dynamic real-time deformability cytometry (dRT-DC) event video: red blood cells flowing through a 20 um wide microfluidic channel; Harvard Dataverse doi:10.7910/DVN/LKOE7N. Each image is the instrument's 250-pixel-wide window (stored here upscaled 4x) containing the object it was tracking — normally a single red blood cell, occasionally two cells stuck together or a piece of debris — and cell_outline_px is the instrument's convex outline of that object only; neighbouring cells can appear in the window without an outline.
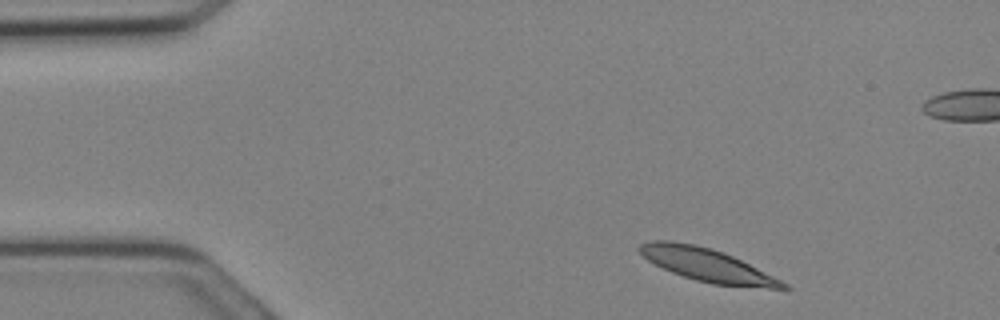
{"species": "Egyptian fruit bat (a non-hibernating species)", "species_latin": "Rousettus aegyptiacus", "temperature_condition": "cold", "stored_images_in_passage": 16, "camera_frame_rate_fps": 3000, "um_per_image_px": 0.085, "animal": {"sex": "female"}, "frame": {"image": 1, "passage_image": 1, "time_ms": 0.0, "image_size_px": [1000, 320], "cell_outline_px": [[792, 288], [768, 288], [712, 284], [696, 280], [672, 272], [648, 260], [636, 248], [640, 244], [652, 240], [672, 240], [696, 244], [712, 248], [724, 252], [788, 284]], "centroid_in_image_um": [60.05, 22.5], "position_along_channel_um": 24.9, "area_um2": 27.22}}
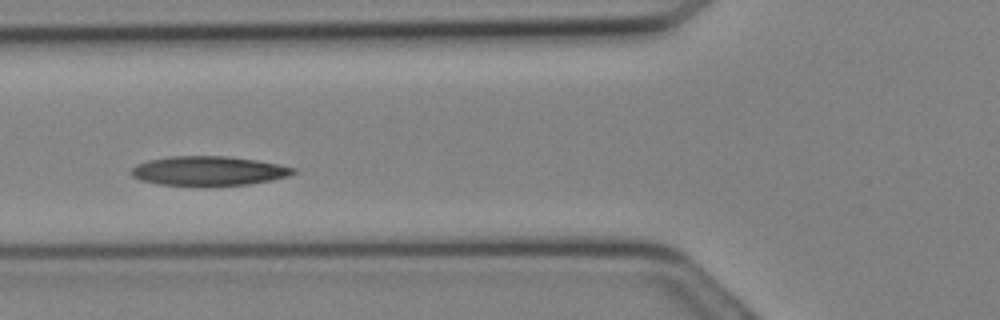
{"frame": {"image": 2, "passage_image": 8, "time_ms": 2.333, "image_size_px": [1000, 320], "cell_outline_px": [[296, 172], [288, 176], [272, 180], [248, 184], [208, 188], [204, 188], [160, 184], [140, 180], [132, 176], [128, 172], [136, 164], [148, 160], [168, 156], [228, 156], [256, 160], [280, 164], [296, 168]], "centroid_in_image_um": [17.71, 14.55], "position_along_channel_um": 108.1, "area_um2": 28.67}}
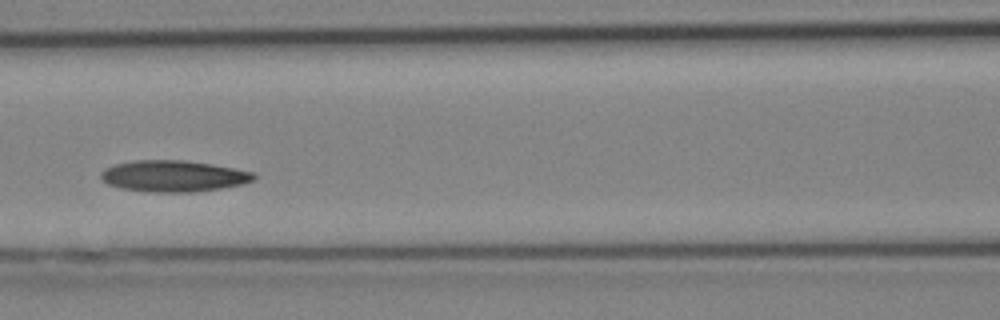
{"frame": {"image": 3, "passage_image": 10, "time_ms": 3.0, "image_size_px": [1000, 320], "cell_outline_px": [[256, 176], [252, 180], [244, 184], [196, 192], [152, 192], [120, 188], [108, 184], [100, 176], [100, 172], [104, 168], [116, 164], [132, 160], [184, 160], [212, 164], [256, 172]], "centroid_in_image_um": [14.75, 14.96], "position_along_channel_um": 151.8, "area_um2": 28.03}}